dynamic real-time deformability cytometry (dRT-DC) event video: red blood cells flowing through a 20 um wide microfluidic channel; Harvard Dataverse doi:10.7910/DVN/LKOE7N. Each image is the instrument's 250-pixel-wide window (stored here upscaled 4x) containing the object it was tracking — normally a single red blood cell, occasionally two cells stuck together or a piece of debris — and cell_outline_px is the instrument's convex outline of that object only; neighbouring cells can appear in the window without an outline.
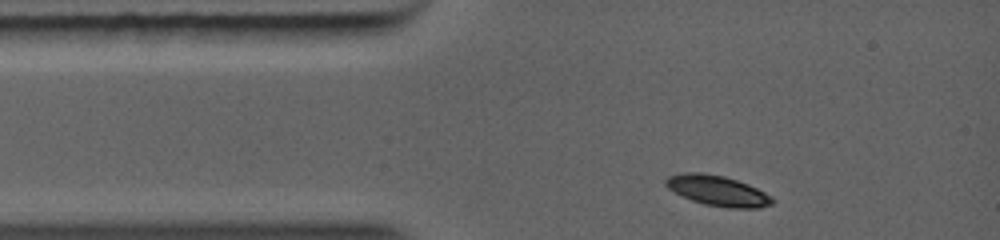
{"species": "common noctule bat (a hibernating species)", "species_latin": "Nyctalus noctula", "temperature_condition": "warm", "stored_images_in_passage": 8, "camera_frame_rate_fps": 5000, "um_per_image_px": 0.085, "animal": {"sex": "female", "body_mass_g": 19.0, "forearm_length_mm": 56.7}, "frame": {"image": 1, "passage_image": 1, "time_ms": 0.0, "image_size_px": [1000, 240], "cell_outline_px": [[776, 200], [772, 204], [760, 208], [728, 208], [704, 204], [692, 200], [668, 188], [664, 184], [664, 180], [668, 176], [684, 172], [700, 172], [724, 176], [748, 184], [772, 196]], "centroid_in_image_um": [61.02, 16.21], "position_along_channel_um": 24.0, "area_um2": 18.84}}
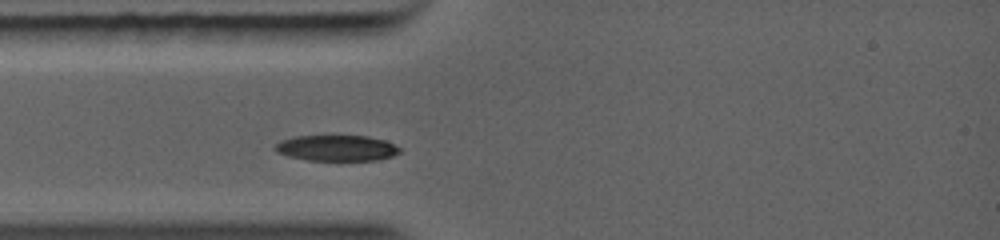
{"frame": {"image": 2, "passage_image": 7, "time_ms": 1.2, "image_size_px": [1000, 240], "cell_outline_px": [[400, 152], [392, 156], [376, 160], [308, 160], [288, 156], [276, 152], [272, 148], [280, 140], [296, 136], [368, 136], [384, 140], [400, 148]], "centroid_in_image_um": [28.57, 12.58], "position_along_channel_um": 56.4, "area_um2": 18.67}}